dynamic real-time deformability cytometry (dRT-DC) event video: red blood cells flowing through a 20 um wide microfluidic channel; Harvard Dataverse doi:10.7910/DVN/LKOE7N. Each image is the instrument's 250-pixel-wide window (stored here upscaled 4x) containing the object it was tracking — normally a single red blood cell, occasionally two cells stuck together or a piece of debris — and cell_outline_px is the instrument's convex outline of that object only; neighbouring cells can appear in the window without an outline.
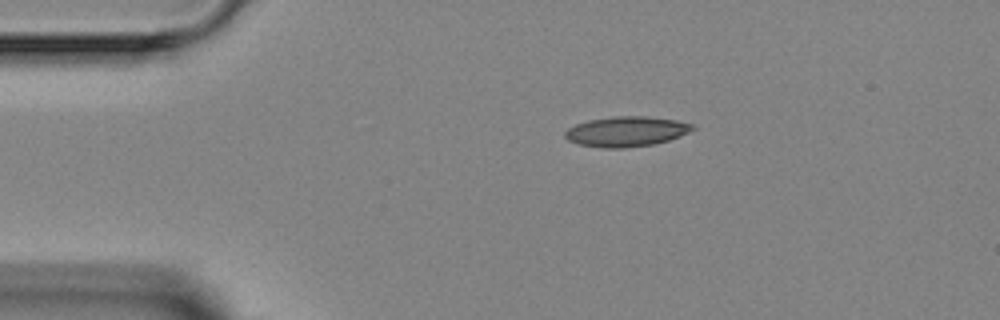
{"species": "Egyptian fruit bat (a non-hibernating species)", "species_latin": "Rousettus aegyptiacus", "temperature_condition": "room temperature", "stored_images_in_passage": 2, "camera_frame_rate_fps": 3000, "um_per_image_px": 0.085, "animal": {"sex": "female"}, "frame": {"image": 1, "passage_image": 1, "time_ms": 0.0, "image_size_px": [1000, 320], "cell_outline_px": [[696, 128], [680, 136], [668, 140], [652, 144], [624, 148], [604, 148], [580, 144], [568, 140], [564, 136], [564, 132], [568, 128], [576, 124], [588, 120], [612, 116], [644, 116], [676, 120], [692, 124]], "centroid_in_image_um": [53.22, 11.17], "position_along_channel_um": 31.8, "area_um2": 22.25}}